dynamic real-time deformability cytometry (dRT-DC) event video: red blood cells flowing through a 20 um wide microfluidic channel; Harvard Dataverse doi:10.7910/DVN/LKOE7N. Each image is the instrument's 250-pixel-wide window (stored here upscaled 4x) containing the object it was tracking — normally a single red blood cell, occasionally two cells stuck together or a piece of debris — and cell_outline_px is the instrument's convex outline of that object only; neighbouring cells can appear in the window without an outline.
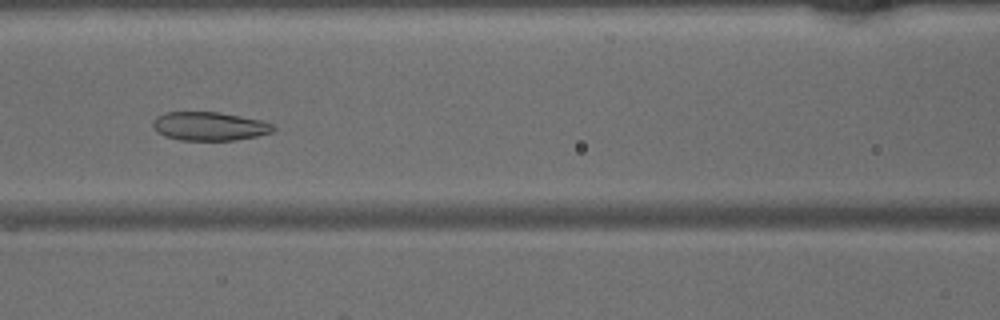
{"species": "common noctule bat (a hibernating species)", "species_latin": "Nyctalus noctula", "temperature_condition": "warm", "stored_images_in_passage": 46, "camera_frame_rate_fps": 3000, "um_per_image_px": 0.085, "animal": {"sex": "male", "body_mass_g": 15.6}, "frame": {"image": 1, "passage_image": 19, "time_ms": 6.0, "image_size_px": [1000, 320], "cell_outline_px": [[276, 128], [272, 132], [256, 136], [236, 140], [180, 140], [164, 136], [156, 132], [152, 128], [152, 120], [156, 116], [164, 112], [220, 112], [260, 120], [276, 124]], "centroid_in_image_um": [17.77, 10.73], "position_along_channel_um": 148.8, "area_um2": 20.35}}
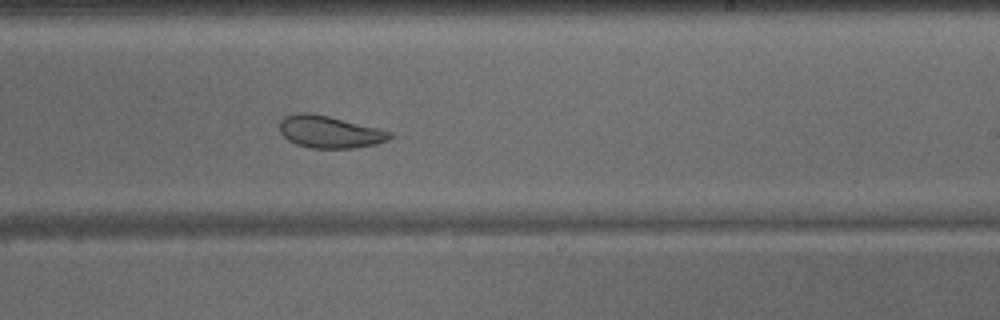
{"frame": {"image": 2, "passage_image": 27, "time_ms": 8.667, "image_size_px": [1000, 320], "cell_outline_px": [[392, 136], [388, 140], [376, 144], [352, 148], [312, 148], [296, 144], [288, 140], [280, 132], [280, 120], [284, 116], [296, 112], [308, 112], [328, 116], [392, 132]], "centroid_in_image_um": [27.97, 11.21], "position_along_channel_um": 261.0, "area_um2": 20.52}}
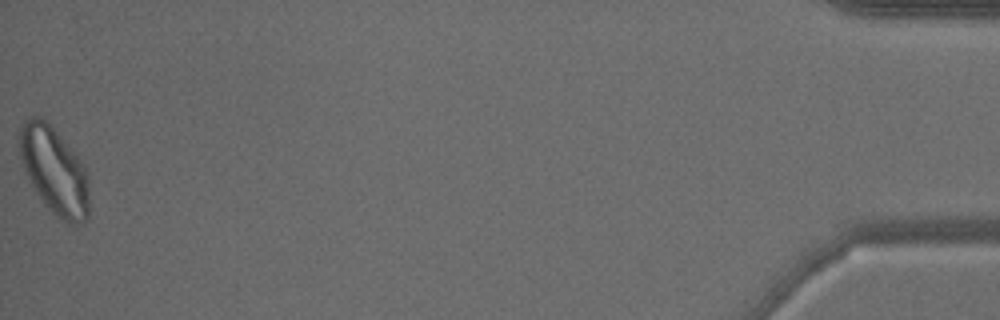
{"frame": {"image": 3, "passage_image": 46, "time_ms": 15.0, "image_size_px": [1000, 320], "cell_outline_px": [[88, 220], [76, 224], [68, 224], [60, 220], [40, 200], [28, 180], [24, 172], [20, 156], [20, 128], [28, 116], [40, 116], [56, 132], [80, 160], [84, 168], [88, 180]], "centroid_in_image_um": [4.59, 14.56], "position_along_channel_um": 430.6, "area_um2": 35.14}}